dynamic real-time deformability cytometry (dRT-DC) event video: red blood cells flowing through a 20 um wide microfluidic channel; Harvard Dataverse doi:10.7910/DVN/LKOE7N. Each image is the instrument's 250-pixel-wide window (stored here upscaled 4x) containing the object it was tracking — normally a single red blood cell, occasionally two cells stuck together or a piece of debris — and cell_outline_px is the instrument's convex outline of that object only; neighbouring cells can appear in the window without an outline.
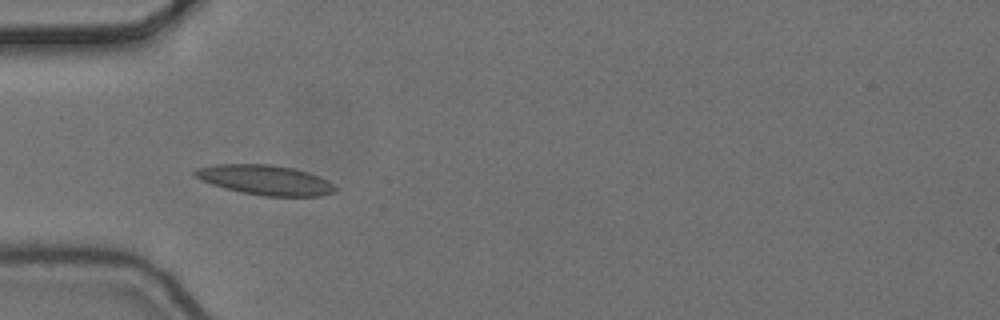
{"species": "common noctule bat (a hibernating species)", "species_latin": "Nyctalus noctula", "temperature_condition": "cold", "stored_images_in_passage": 6, "camera_frame_rate_fps": 3000, "um_per_image_px": 0.085, "animal": {"sex": "female", "body_mass_g": 24.6, "forearm_length_mm": 56.2}, "frame": {"image": 1, "passage_image": 3, "time_ms": 0.667, "image_size_px": [1000, 320], "cell_outline_px": [[336, 192], [320, 196], [264, 196], [240, 192], [224, 188], [200, 180], [192, 176], [192, 172], [196, 168], [216, 164], [272, 164], [292, 168], [308, 172], [320, 176], [328, 180], [336, 188]], "centroid_in_image_um": [22.51, 15.29], "position_along_channel_um": 62.5, "area_um2": 24.62}}
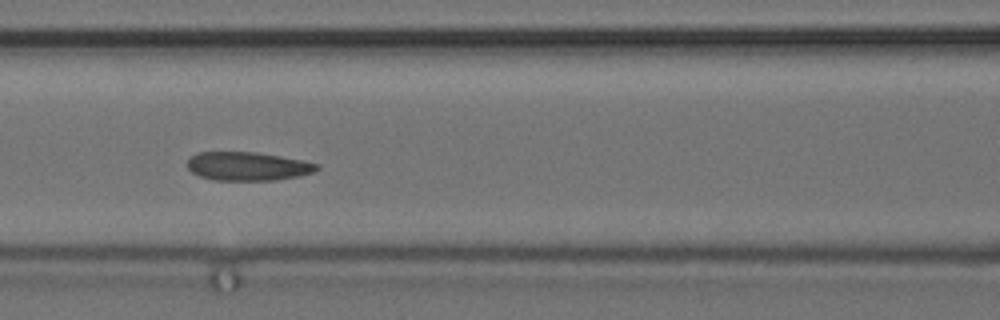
{"frame": {"image": 2, "passage_image": 5, "time_ms": 1.333, "image_size_px": [1000, 320], "cell_outline_px": [[320, 168], [312, 172], [300, 176], [276, 180], [216, 180], [200, 176], [192, 172], [188, 168], [188, 160], [192, 156], [200, 152], [256, 152], [304, 160], [320, 164]], "centroid_in_image_um": [21.1, 14.13], "position_along_channel_um": 145.5, "area_um2": 21.56}}
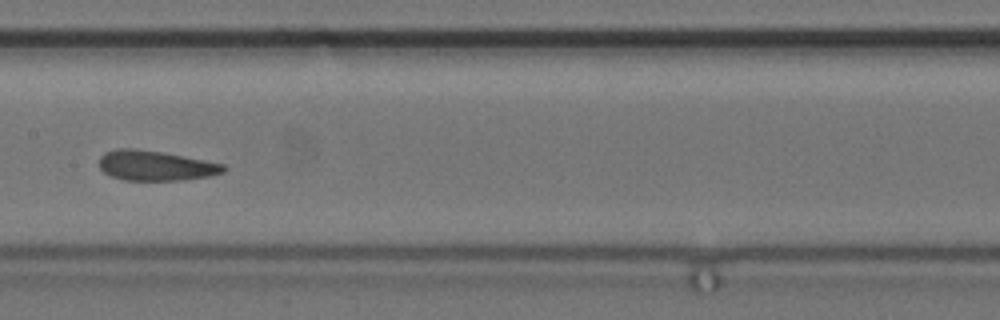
{"frame": {"image": 3, "passage_image": 6, "time_ms": 1.667, "image_size_px": [1000, 320], "cell_outline_px": [[228, 168], [224, 172], [208, 176], [180, 180], [124, 180], [112, 176], [104, 172], [100, 168], [100, 156], [104, 152], [116, 148], [136, 148], [160, 152], [204, 160], [224, 164]], "centroid_in_image_um": [13.2, 14.07], "position_along_channel_um": 194.2, "area_um2": 21.62}}